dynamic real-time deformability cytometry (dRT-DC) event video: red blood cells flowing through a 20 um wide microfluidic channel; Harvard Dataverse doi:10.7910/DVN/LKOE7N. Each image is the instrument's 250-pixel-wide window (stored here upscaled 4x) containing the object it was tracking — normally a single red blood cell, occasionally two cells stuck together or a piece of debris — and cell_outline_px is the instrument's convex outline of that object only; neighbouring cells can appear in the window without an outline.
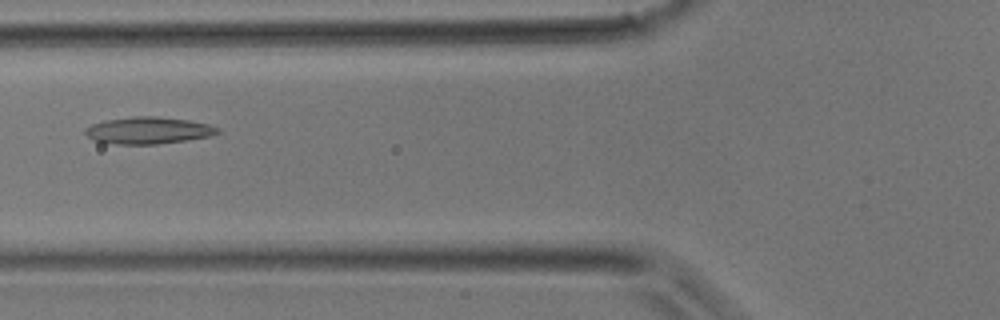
{"species": "common noctule bat (a hibernating species)", "species_latin": "Nyctalus noctula", "temperature_condition": "room temperature", "stored_images_in_passage": 29, "camera_frame_rate_fps": 3000, "um_per_image_px": 0.085, "animal": {"sex": "male", "body_mass_g": 17.9}, "frame": {"image": 1, "passage_image": 5, "time_ms": 1.333, "image_size_px": [1000, 320], "cell_outline_px": [[220, 132], [212, 136], [188, 140], [156, 144], [116, 144], [96, 140], [88, 136], [84, 132], [84, 128], [92, 124], [104, 120], [132, 116], [156, 116], [188, 120], [208, 124], [220, 128]], "centroid_in_image_um": [12.63, 11.08], "position_along_channel_um": 113.2, "area_um2": 20.81}}
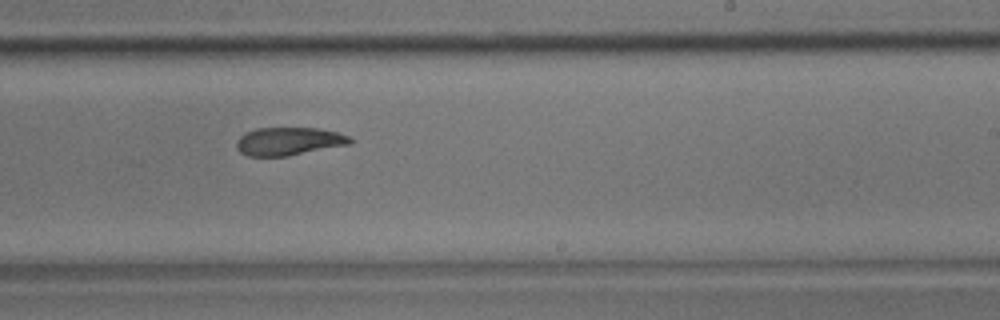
{"frame": {"image": 2, "passage_image": 14, "time_ms": 4.333, "image_size_px": [1000, 320], "cell_outline_px": [[352, 144], [288, 156], [248, 156], [240, 152], [236, 148], [236, 144], [240, 136], [244, 132], [256, 128], [320, 128], [336, 132], [348, 136], [352, 140]], "centroid_in_image_um": [24.54, 12.01], "position_along_channel_um": 264.5, "area_um2": 18.67}}
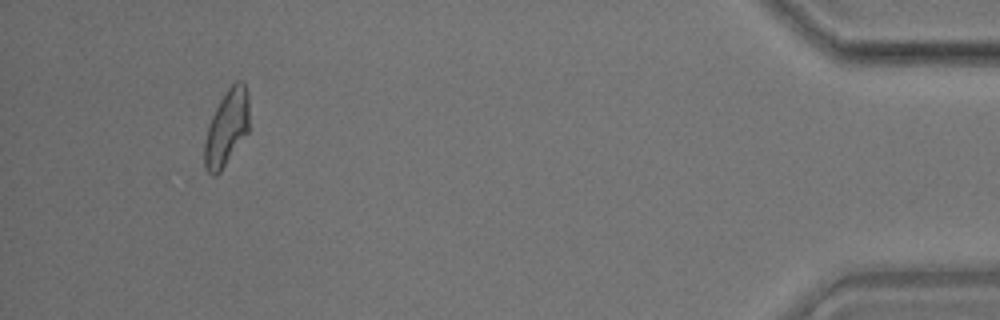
{"frame": {"image": 3, "passage_image": 27, "time_ms": 8.667, "image_size_px": [1000, 320], "cell_outline_px": [[248, 132], [220, 172], [216, 176], [212, 176], [204, 168], [204, 144], [208, 124], [220, 100], [228, 88], [236, 80], [240, 80], [244, 84], [248, 92]], "centroid_in_image_um": [19.25, 10.88], "position_along_channel_um": 415.9, "area_um2": 19.71}}